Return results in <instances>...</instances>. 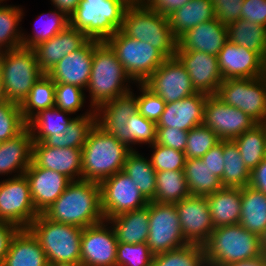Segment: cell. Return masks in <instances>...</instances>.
<instances>
[{
  "label": "cell",
  "mask_w": 266,
  "mask_h": 266,
  "mask_svg": "<svg viewBox=\"0 0 266 266\" xmlns=\"http://www.w3.org/2000/svg\"><path fill=\"white\" fill-rule=\"evenodd\" d=\"M32 161L40 168L64 174L72 181L82 180L81 149L56 148L33 142Z\"/></svg>",
  "instance_id": "obj_24"
},
{
  "label": "cell",
  "mask_w": 266,
  "mask_h": 266,
  "mask_svg": "<svg viewBox=\"0 0 266 266\" xmlns=\"http://www.w3.org/2000/svg\"><path fill=\"white\" fill-rule=\"evenodd\" d=\"M43 75L32 48L20 46L4 51L0 78L6 100L20 105Z\"/></svg>",
  "instance_id": "obj_8"
},
{
  "label": "cell",
  "mask_w": 266,
  "mask_h": 266,
  "mask_svg": "<svg viewBox=\"0 0 266 266\" xmlns=\"http://www.w3.org/2000/svg\"><path fill=\"white\" fill-rule=\"evenodd\" d=\"M154 254L147 243H118L116 266H152Z\"/></svg>",
  "instance_id": "obj_48"
},
{
  "label": "cell",
  "mask_w": 266,
  "mask_h": 266,
  "mask_svg": "<svg viewBox=\"0 0 266 266\" xmlns=\"http://www.w3.org/2000/svg\"><path fill=\"white\" fill-rule=\"evenodd\" d=\"M173 36L178 40L189 29L215 19L211 0H190L168 16Z\"/></svg>",
  "instance_id": "obj_31"
},
{
  "label": "cell",
  "mask_w": 266,
  "mask_h": 266,
  "mask_svg": "<svg viewBox=\"0 0 266 266\" xmlns=\"http://www.w3.org/2000/svg\"><path fill=\"white\" fill-rule=\"evenodd\" d=\"M120 30L130 38L149 43L166 58L176 56L178 40L173 36L168 17L145 5L128 6Z\"/></svg>",
  "instance_id": "obj_6"
},
{
  "label": "cell",
  "mask_w": 266,
  "mask_h": 266,
  "mask_svg": "<svg viewBox=\"0 0 266 266\" xmlns=\"http://www.w3.org/2000/svg\"><path fill=\"white\" fill-rule=\"evenodd\" d=\"M239 149L245 166L251 172L266 158V126L256 124L233 140Z\"/></svg>",
  "instance_id": "obj_40"
},
{
  "label": "cell",
  "mask_w": 266,
  "mask_h": 266,
  "mask_svg": "<svg viewBox=\"0 0 266 266\" xmlns=\"http://www.w3.org/2000/svg\"><path fill=\"white\" fill-rule=\"evenodd\" d=\"M130 83L134 82L110 46L105 41L94 40L91 74L86 89L89 91V107L96 110L101 104L125 94L132 89Z\"/></svg>",
  "instance_id": "obj_3"
},
{
  "label": "cell",
  "mask_w": 266,
  "mask_h": 266,
  "mask_svg": "<svg viewBox=\"0 0 266 266\" xmlns=\"http://www.w3.org/2000/svg\"><path fill=\"white\" fill-rule=\"evenodd\" d=\"M127 7L123 0H81L70 25L89 39L106 41L121 29Z\"/></svg>",
  "instance_id": "obj_7"
},
{
  "label": "cell",
  "mask_w": 266,
  "mask_h": 266,
  "mask_svg": "<svg viewBox=\"0 0 266 266\" xmlns=\"http://www.w3.org/2000/svg\"><path fill=\"white\" fill-rule=\"evenodd\" d=\"M217 58L223 80L263 76L265 60L258 53L230 41L223 45Z\"/></svg>",
  "instance_id": "obj_20"
},
{
  "label": "cell",
  "mask_w": 266,
  "mask_h": 266,
  "mask_svg": "<svg viewBox=\"0 0 266 266\" xmlns=\"http://www.w3.org/2000/svg\"><path fill=\"white\" fill-rule=\"evenodd\" d=\"M42 214L51 221L80 228L102 222L100 184L85 180L72 181Z\"/></svg>",
  "instance_id": "obj_1"
},
{
  "label": "cell",
  "mask_w": 266,
  "mask_h": 266,
  "mask_svg": "<svg viewBox=\"0 0 266 266\" xmlns=\"http://www.w3.org/2000/svg\"><path fill=\"white\" fill-rule=\"evenodd\" d=\"M228 41L258 53L266 59V27L242 18L226 26Z\"/></svg>",
  "instance_id": "obj_36"
},
{
  "label": "cell",
  "mask_w": 266,
  "mask_h": 266,
  "mask_svg": "<svg viewBox=\"0 0 266 266\" xmlns=\"http://www.w3.org/2000/svg\"><path fill=\"white\" fill-rule=\"evenodd\" d=\"M1 266H50L42 246L28 229H21L14 237Z\"/></svg>",
  "instance_id": "obj_28"
},
{
  "label": "cell",
  "mask_w": 266,
  "mask_h": 266,
  "mask_svg": "<svg viewBox=\"0 0 266 266\" xmlns=\"http://www.w3.org/2000/svg\"><path fill=\"white\" fill-rule=\"evenodd\" d=\"M24 14L22 6L0 4V47L3 50L22 46L24 30L20 23L25 16Z\"/></svg>",
  "instance_id": "obj_43"
},
{
  "label": "cell",
  "mask_w": 266,
  "mask_h": 266,
  "mask_svg": "<svg viewBox=\"0 0 266 266\" xmlns=\"http://www.w3.org/2000/svg\"><path fill=\"white\" fill-rule=\"evenodd\" d=\"M4 1H6V0H0V4H4V3H6V2H4ZM8 1V0H7Z\"/></svg>",
  "instance_id": "obj_66"
},
{
  "label": "cell",
  "mask_w": 266,
  "mask_h": 266,
  "mask_svg": "<svg viewBox=\"0 0 266 266\" xmlns=\"http://www.w3.org/2000/svg\"><path fill=\"white\" fill-rule=\"evenodd\" d=\"M32 155L33 139L26 127L17 136L0 143V176L23 175L32 163Z\"/></svg>",
  "instance_id": "obj_26"
},
{
  "label": "cell",
  "mask_w": 266,
  "mask_h": 266,
  "mask_svg": "<svg viewBox=\"0 0 266 266\" xmlns=\"http://www.w3.org/2000/svg\"><path fill=\"white\" fill-rule=\"evenodd\" d=\"M249 186L266 194V158L251 171Z\"/></svg>",
  "instance_id": "obj_58"
},
{
  "label": "cell",
  "mask_w": 266,
  "mask_h": 266,
  "mask_svg": "<svg viewBox=\"0 0 266 266\" xmlns=\"http://www.w3.org/2000/svg\"><path fill=\"white\" fill-rule=\"evenodd\" d=\"M224 169L221 178L223 187L244 188L249 185L250 171L241 158L237 144L233 140H223Z\"/></svg>",
  "instance_id": "obj_39"
},
{
  "label": "cell",
  "mask_w": 266,
  "mask_h": 266,
  "mask_svg": "<svg viewBox=\"0 0 266 266\" xmlns=\"http://www.w3.org/2000/svg\"><path fill=\"white\" fill-rule=\"evenodd\" d=\"M220 142V138L208 127L196 126L188 131L185 147L186 159L203 157L212 147Z\"/></svg>",
  "instance_id": "obj_45"
},
{
  "label": "cell",
  "mask_w": 266,
  "mask_h": 266,
  "mask_svg": "<svg viewBox=\"0 0 266 266\" xmlns=\"http://www.w3.org/2000/svg\"><path fill=\"white\" fill-rule=\"evenodd\" d=\"M140 95H136L138 112L146 119L152 120L155 123L161 117L165 108V102L158 95L154 94L144 84H134Z\"/></svg>",
  "instance_id": "obj_51"
},
{
  "label": "cell",
  "mask_w": 266,
  "mask_h": 266,
  "mask_svg": "<svg viewBox=\"0 0 266 266\" xmlns=\"http://www.w3.org/2000/svg\"><path fill=\"white\" fill-rule=\"evenodd\" d=\"M129 129L130 148L134 145H153L156 142V123L146 119L139 112L130 117L126 125Z\"/></svg>",
  "instance_id": "obj_50"
},
{
  "label": "cell",
  "mask_w": 266,
  "mask_h": 266,
  "mask_svg": "<svg viewBox=\"0 0 266 266\" xmlns=\"http://www.w3.org/2000/svg\"><path fill=\"white\" fill-rule=\"evenodd\" d=\"M143 84L165 103L197 93L184 65L176 56L167 58Z\"/></svg>",
  "instance_id": "obj_14"
},
{
  "label": "cell",
  "mask_w": 266,
  "mask_h": 266,
  "mask_svg": "<svg viewBox=\"0 0 266 266\" xmlns=\"http://www.w3.org/2000/svg\"><path fill=\"white\" fill-rule=\"evenodd\" d=\"M6 100V96L4 93V89H3V84L1 82V78H0V103Z\"/></svg>",
  "instance_id": "obj_63"
},
{
  "label": "cell",
  "mask_w": 266,
  "mask_h": 266,
  "mask_svg": "<svg viewBox=\"0 0 266 266\" xmlns=\"http://www.w3.org/2000/svg\"><path fill=\"white\" fill-rule=\"evenodd\" d=\"M240 18L266 27V0H244Z\"/></svg>",
  "instance_id": "obj_54"
},
{
  "label": "cell",
  "mask_w": 266,
  "mask_h": 266,
  "mask_svg": "<svg viewBox=\"0 0 266 266\" xmlns=\"http://www.w3.org/2000/svg\"><path fill=\"white\" fill-rule=\"evenodd\" d=\"M241 207L239 224L261 237L266 229V194L249 185L241 188Z\"/></svg>",
  "instance_id": "obj_32"
},
{
  "label": "cell",
  "mask_w": 266,
  "mask_h": 266,
  "mask_svg": "<svg viewBox=\"0 0 266 266\" xmlns=\"http://www.w3.org/2000/svg\"><path fill=\"white\" fill-rule=\"evenodd\" d=\"M22 116L28 122L41 110L55 106V83L44 74L31 88L29 94L19 105Z\"/></svg>",
  "instance_id": "obj_41"
},
{
  "label": "cell",
  "mask_w": 266,
  "mask_h": 266,
  "mask_svg": "<svg viewBox=\"0 0 266 266\" xmlns=\"http://www.w3.org/2000/svg\"><path fill=\"white\" fill-rule=\"evenodd\" d=\"M256 124L246 113L225 104L216 95L207 96L203 125L210 128L220 140H234Z\"/></svg>",
  "instance_id": "obj_15"
},
{
  "label": "cell",
  "mask_w": 266,
  "mask_h": 266,
  "mask_svg": "<svg viewBox=\"0 0 266 266\" xmlns=\"http://www.w3.org/2000/svg\"><path fill=\"white\" fill-rule=\"evenodd\" d=\"M89 110V111H88ZM77 115L63 133L46 137L42 142L49 147L82 149L90 130L96 124V112L89 108Z\"/></svg>",
  "instance_id": "obj_33"
},
{
  "label": "cell",
  "mask_w": 266,
  "mask_h": 266,
  "mask_svg": "<svg viewBox=\"0 0 266 266\" xmlns=\"http://www.w3.org/2000/svg\"><path fill=\"white\" fill-rule=\"evenodd\" d=\"M71 115L55 106L39 111L27 122L33 142H42L46 137L63 133L75 118L70 117Z\"/></svg>",
  "instance_id": "obj_35"
},
{
  "label": "cell",
  "mask_w": 266,
  "mask_h": 266,
  "mask_svg": "<svg viewBox=\"0 0 266 266\" xmlns=\"http://www.w3.org/2000/svg\"><path fill=\"white\" fill-rule=\"evenodd\" d=\"M189 1L190 0H146L144 5L152 11H156L161 15L168 17Z\"/></svg>",
  "instance_id": "obj_57"
},
{
  "label": "cell",
  "mask_w": 266,
  "mask_h": 266,
  "mask_svg": "<svg viewBox=\"0 0 266 266\" xmlns=\"http://www.w3.org/2000/svg\"><path fill=\"white\" fill-rule=\"evenodd\" d=\"M184 175L187 187L193 196H208L221 189L220 179L212 174V170L201 158L186 159Z\"/></svg>",
  "instance_id": "obj_37"
},
{
  "label": "cell",
  "mask_w": 266,
  "mask_h": 266,
  "mask_svg": "<svg viewBox=\"0 0 266 266\" xmlns=\"http://www.w3.org/2000/svg\"><path fill=\"white\" fill-rule=\"evenodd\" d=\"M263 77L266 80V59H265V68H264V72H263Z\"/></svg>",
  "instance_id": "obj_65"
},
{
  "label": "cell",
  "mask_w": 266,
  "mask_h": 266,
  "mask_svg": "<svg viewBox=\"0 0 266 266\" xmlns=\"http://www.w3.org/2000/svg\"><path fill=\"white\" fill-rule=\"evenodd\" d=\"M148 147L153 150L149 158L156 172L184 171L186 161L184 152L156 143Z\"/></svg>",
  "instance_id": "obj_47"
},
{
  "label": "cell",
  "mask_w": 266,
  "mask_h": 266,
  "mask_svg": "<svg viewBox=\"0 0 266 266\" xmlns=\"http://www.w3.org/2000/svg\"><path fill=\"white\" fill-rule=\"evenodd\" d=\"M85 92L76 85L55 83V107L76 115L86 103Z\"/></svg>",
  "instance_id": "obj_49"
},
{
  "label": "cell",
  "mask_w": 266,
  "mask_h": 266,
  "mask_svg": "<svg viewBox=\"0 0 266 266\" xmlns=\"http://www.w3.org/2000/svg\"><path fill=\"white\" fill-rule=\"evenodd\" d=\"M20 230L21 228L14 224L0 221V264L7 255L14 237Z\"/></svg>",
  "instance_id": "obj_56"
},
{
  "label": "cell",
  "mask_w": 266,
  "mask_h": 266,
  "mask_svg": "<svg viewBox=\"0 0 266 266\" xmlns=\"http://www.w3.org/2000/svg\"><path fill=\"white\" fill-rule=\"evenodd\" d=\"M204 93L197 92L173 103H166L156 128L173 127L189 131L203 124L204 106L207 100Z\"/></svg>",
  "instance_id": "obj_25"
},
{
  "label": "cell",
  "mask_w": 266,
  "mask_h": 266,
  "mask_svg": "<svg viewBox=\"0 0 266 266\" xmlns=\"http://www.w3.org/2000/svg\"><path fill=\"white\" fill-rule=\"evenodd\" d=\"M131 151L129 146L95 124L81 149L82 180L100 184L123 171L126 157Z\"/></svg>",
  "instance_id": "obj_2"
},
{
  "label": "cell",
  "mask_w": 266,
  "mask_h": 266,
  "mask_svg": "<svg viewBox=\"0 0 266 266\" xmlns=\"http://www.w3.org/2000/svg\"><path fill=\"white\" fill-rule=\"evenodd\" d=\"M105 42L114 51L134 84H143L167 59L149 43L130 38L121 30Z\"/></svg>",
  "instance_id": "obj_9"
},
{
  "label": "cell",
  "mask_w": 266,
  "mask_h": 266,
  "mask_svg": "<svg viewBox=\"0 0 266 266\" xmlns=\"http://www.w3.org/2000/svg\"><path fill=\"white\" fill-rule=\"evenodd\" d=\"M206 198L214 228L239 224L241 188L222 187Z\"/></svg>",
  "instance_id": "obj_30"
},
{
  "label": "cell",
  "mask_w": 266,
  "mask_h": 266,
  "mask_svg": "<svg viewBox=\"0 0 266 266\" xmlns=\"http://www.w3.org/2000/svg\"><path fill=\"white\" fill-rule=\"evenodd\" d=\"M28 229L42 246L50 266H80L83 228L51 221L39 214Z\"/></svg>",
  "instance_id": "obj_4"
},
{
  "label": "cell",
  "mask_w": 266,
  "mask_h": 266,
  "mask_svg": "<svg viewBox=\"0 0 266 266\" xmlns=\"http://www.w3.org/2000/svg\"><path fill=\"white\" fill-rule=\"evenodd\" d=\"M203 248L207 266H225L263 254L261 237L240 224L214 228Z\"/></svg>",
  "instance_id": "obj_5"
},
{
  "label": "cell",
  "mask_w": 266,
  "mask_h": 266,
  "mask_svg": "<svg viewBox=\"0 0 266 266\" xmlns=\"http://www.w3.org/2000/svg\"><path fill=\"white\" fill-rule=\"evenodd\" d=\"M100 197L104 220L148 205L135 182L123 171L100 183Z\"/></svg>",
  "instance_id": "obj_13"
},
{
  "label": "cell",
  "mask_w": 266,
  "mask_h": 266,
  "mask_svg": "<svg viewBox=\"0 0 266 266\" xmlns=\"http://www.w3.org/2000/svg\"><path fill=\"white\" fill-rule=\"evenodd\" d=\"M188 131L171 127L156 128V144L185 151Z\"/></svg>",
  "instance_id": "obj_53"
},
{
  "label": "cell",
  "mask_w": 266,
  "mask_h": 266,
  "mask_svg": "<svg viewBox=\"0 0 266 266\" xmlns=\"http://www.w3.org/2000/svg\"><path fill=\"white\" fill-rule=\"evenodd\" d=\"M215 10V18L227 26L240 19L244 0H211Z\"/></svg>",
  "instance_id": "obj_52"
},
{
  "label": "cell",
  "mask_w": 266,
  "mask_h": 266,
  "mask_svg": "<svg viewBox=\"0 0 266 266\" xmlns=\"http://www.w3.org/2000/svg\"><path fill=\"white\" fill-rule=\"evenodd\" d=\"M136 150L135 148L127 155L123 172L135 182L143 197L151 202L156 193V171L150 158H145Z\"/></svg>",
  "instance_id": "obj_34"
},
{
  "label": "cell",
  "mask_w": 266,
  "mask_h": 266,
  "mask_svg": "<svg viewBox=\"0 0 266 266\" xmlns=\"http://www.w3.org/2000/svg\"><path fill=\"white\" fill-rule=\"evenodd\" d=\"M88 39L83 32L68 25L49 40L43 41L32 48L39 68L44 74H47L61 59L79 49Z\"/></svg>",
  "instance_id": "obj_23"
},
{
  "label": "cell",
  "mask_w": 266,
  "mask_h": 266,
  "mask_svg": "<svg viewBox=\"0 0 266 266\" xmlns=\"http://www.w3.org/2000/svg\"><path fill=\"white\" fill-rule=\"evenodd\" d=\"M176 57L184 65L196 92L216 95L223 77L218 66L217 55L198 50H182L178 45Z\"/></svg>",
  "instance_id": "obj_18"
},
{
  "label": "cell",
  "mask_w": 266,
  "mask_h": 266,
  "mask_svg": "<svg viewBox=\"0 0 266 266\" xmlns=\"http://www.w3.org/2000/svg\"><path fill=\"white\" fill-rule=\"evenodd\" d=\"M94 40L88 39L79 49L61 59L47 75L54 83L72 84L86 90L91 74Z\"/></svg>",
  "instance_id": "obj_22"
},
{
  "label": "cell",
  "mask_w": 266,
  "mask_h": 266,
  "mask_svg": "<svg viewBox=\"0 0 266 266\" xmlns=\"http://www.w3.org/2000/svg\"><path fill=\"white\" fill-rule=\"evenodd\" d=\"M133 89L101 104L96 110V124L108 134L130 147L129 129L126 126L131 116L138 112L136 93Z\"/></svg>",
  "instance_id": "obj_19"
},
{
  "label": "cell",
  "mask_w": 266,
  "mask_h": 266,
  "mask_svg": "<svg viewBox=\"0 0 266 266\" xmlns=\"http://www.w3.org/2000/svg\"><path fill=\"white\" fill-rule=\"evenodd\" d=\"M38 215L24 174L0 181V221L25 229Z\"/></svg>",
  "instance_id": "obj_12"
},
{
  "label": "cell",
  "mask_w": 266,
  "mask_h": 266,
  "mask_svg": "<svg viewBox=\"0 0 266 266\" xmlns=\"http://www.w3.org/2000/svg\"><path fill=\"white\" fill-rule=\"evenodd\" d=\"M225 104L246 113L257 124L266 120V80L237 78L223 80L216 94Z\"/></svg>",
  "instance_id": "obj_10"
},
{
  "label": "cell",
  "mask_w": 266,
  "mask_h": 266,
  "mask_svg": "<svg viewBox=\"0 0 266 266\" xmlns=\"http://www.w3.org/2000/svg\"><path fill=\"white\" fill-rule=\"evenodd\" d=\"M227 41L226 26L215 18L189 29L178 39V46L182 50H198L218 55Z\"/></svg>",
  "instance_id": "obj_27"
},
{
  "label": "cell",
  "mask_w": 266,
  "mask_h": 266,
  "mask_svg": "<svg viewBox=\"0 0 266 266\" xmlns=\"http://www.w3.org/2000/svg\"><path fill=\"white\" fill-rule=\"evenodd\" d=\"M147 245L156 255L187 246L175 204L149 202Z\"/></svg>",
  "instance_id": "obj_11"
},
{
  "label": "cell",
  "mask_w": 266,
  "mask_h": 266,
  "mask_svg": "<svg viewBox=\"0 0 266 266\" xmlns=\"http://www.w3.org/2000/svg\"><path fill=\"white\" fill-rule=\"evenodd\" d=\"M201 160L212 170V174L221 180L224 169L223 140L212 147Z\"/></svg>",
  "instance_id": "obj_55"
},
{
  "label": "cell",
  "mask_w": 266,
  "mask_h": 266,
  "mask_svg": "<svg viewBox=\"0 0 266 266\" xmlns=\"http://www.w3.org/2000/svg\"><path fill=\"white\" fill-rule=\"evenodd\" d=\"M108 221L114 229L118 243H146L149 232V202L141 209L121 213Z\"/></svg>",
  "instance_id": "obj_29"
},
{
  "label": "cell",
  "mask_w": 266,
  "mask_h": 266,
  "mask_svg": "<svg viewBox=\"0 0 266 266\" xmlns=\"http://www.w3.org/2000/svg\"><path fill=\"white\" fill-rule=\"evenodd\" d=\"M190 195L184 171L156 172L154 202L174 204Z\"/></svg>",
  "instance_id": "obj_42"
},
{
  "label": "cell",
  "mask_w": 266,
  "mask_h": 266,
  "mask_svg": "<svg viewBox=\"0 0 266 266\" xmlns=\"http://www.w3.org/2000/svg\"><path fill=\"white\" fill-rule=\"evenodd\" d=\"M128 6L144 5L146 0H123Z\"/></svg>",
  "instance_id": "obj_61"
},
{
  "label": "cell",
  "mask_w": 266,
  "mask_h": 266,
  "mask_svg": "<svg viewBox=\"0 0 266 266\" xmlns=\"http://www.w3.org/2000/svg\"><path fill=\"white\" fill-rule=\"evenodd\" d=\"M261 245H262L263 253L266 255V229L263 235L261 236Z\"/></svg>",
  "instance_id": "obj_62"
},
{
  "label": "cell",
  "mask_w": 266,
  "mask_h": 266,
  "mask_svg": "<svg viewBox=\"0 0 266 266\" xmlns=\"http://www.w3.org/2000/svg\"><path fill=\"white\" fill-rule=\"evenodd\" d=\"M225 266H266V255L263 253L257 257L238 261Z\"/></svg>",
  "instance_id": "obj_60"
},
{
  "label": "cell",
  "mask_w": 266,
  "mask_h": 266,
  "mask_svg": "<svg viewBox=\"0 0 266 266\" xmlns=\"http://www.w3.org/2000/svg\"><path fill=\"white\" fill-rule=\"evenodd\" d=\"M51 5L70 17L76 10L81 0H50Z\"/></svg>",
  "instance_id": "obj_59"
},
{
  "label": "cell",
  "mask_w": 266,
  "mask_h": 266,
  "mask_svg": "<svg viewBox=\"0 0 266 266\" xmlns=\"http://www.w3.org/2000/svg\"><path fill=\"white\" fill-rule=\"evenodd\" d=\"M34 24L35 26L32 28V33L25 34V32H23L22 34L23 47L33 48L37 44L49 40L70 25V18L58 9H51L48 13L39 14Z\"/></svg>",
  "instance_id": "obj_38"
},
{
  "label": "cell",
  "mask_w": 266,
  "mask_h": 266,
  "mask_svg": "<svg viewBox=\"0 0 266 266\" xmlns=\"http://www.w3.org/2000/svg\"><path fill=\"white\" fill-rule=\"evenodd\" d=\"M174 204L186 242L203 246L214 230L207 198L190 195Z\"/></svg>",
  "instance_id": "obj_17"
},
{
  "label": "cell",
  "mask_w": 266,
  "mask_h": 266,
  "mask_svg": "<svg viewBox=\"0 0 266 266\" xmlns=\"http://www.w3.org/2000/svg\"><path fill=\"white\" fill-rule=\"evenodd\" d=\"M26 127L19 104L8 100L0 103V143L17 136Z\"/></svg>",
  "instance_id": "obj_46"
},
{
  "label": "cell",
  "mask_w": 266,
  "mask_h": 266,
  "mask_svg": "<svg viewBox=\"0 0 266 266\" xmlns=\"http://www.w3.org/2000/svg\"><path fill=\"white\" fill-rule=\"evenodd\" d=\"M117 238L108 220L83 228L80 266H116Z\"/></svg>",
  "instance_id": "obj_16"
},
{
  "label": "cell",
  "mask_w": 266,
  "mask_h": 266,
  "mask_svg": "<svg viewBox=\"0 0 266 266\" xmlns=\"http://www.w3.org/2000/svg\"><path fill=\"white\" fill-rule=\"evenodd\" d=\"M34 207L39 214L46 211L72 182L62 173L40 168L33 161L25 171Z\"/></svg>",
  "instance_id": "obj_21"
},
{
  "label": "cell",
  "mask_w": 266,
  "mask_h": 266,
  "mask_svg": "<svg viewBox=\"0 0 266 266\" xmlns=\"http://www.w3.org/2000/svg\"><path fill=\"white\" fill-rule=\"evenodd\" d=\"M4 51L1 47H0V63H1V60H2V56L4 54Z\"/></svg>",
  "instance_id": "obj_64"
},
{
  "label": "cell",
  "mask_w": 266,
  "mask_h": 266,
  "mask_svg": "<svg viewBox=\"0 0 266 266\" xmlns=\"http://www.w3.org/2000/svg\"><path fill=\"white\" fill-rule=\"evenodd\" d=\"M152 266H207L204 248L197 244L154 255Z\"/></svg>",
  "instance_id": "obj_44"
}]
</instances>
